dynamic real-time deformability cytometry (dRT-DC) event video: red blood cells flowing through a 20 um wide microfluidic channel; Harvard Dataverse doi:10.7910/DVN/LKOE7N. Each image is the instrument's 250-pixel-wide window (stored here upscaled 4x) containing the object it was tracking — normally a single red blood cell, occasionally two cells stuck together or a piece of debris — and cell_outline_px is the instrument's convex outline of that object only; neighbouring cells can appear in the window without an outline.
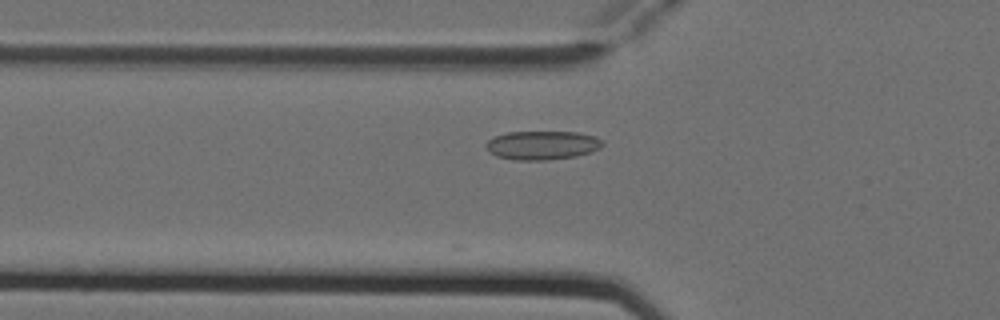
{"species": "Egyptian fruit bat (a non-hibernating species)", "species_latin": "Rousettus aegyptiacus", "temperature_condition": "cold", "stored_images_in_passage": 2, "camera_frame_rate_fps": 3000, "um_per_image_px": 0.085, "animal": {"sex": "female"}, "frame": {"image": 1, "passage_image": 2, "time_ms": 0.333, "image_size_px": [1000, 320], "cell_outline_px": [[604, 144], [600, 148], [592, 152], [576, 156], [548, 160], [512, 160], [496, 156], [488, 152], [484, 144], [492, 136], [508, 132], [576, 132], [596, 136], [604, 140]], "centroid_in_image_um": [46.08, 12.35], "position_along_channel_um": 79.7, "area_um2": 19.94}}